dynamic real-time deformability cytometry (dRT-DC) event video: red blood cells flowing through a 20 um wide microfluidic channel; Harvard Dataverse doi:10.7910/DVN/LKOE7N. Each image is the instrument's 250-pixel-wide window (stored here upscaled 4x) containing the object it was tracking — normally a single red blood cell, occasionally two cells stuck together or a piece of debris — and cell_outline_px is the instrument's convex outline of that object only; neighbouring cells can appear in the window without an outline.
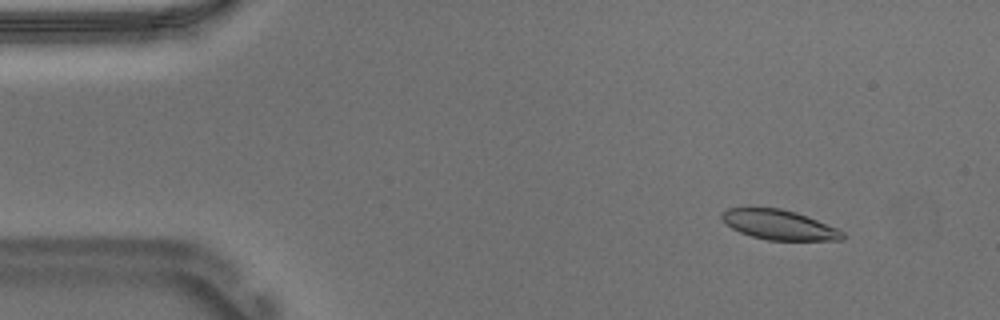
{"species": "Egyptian fruit bat (a non-hibernating species)", "species_latin": "Rousettus aegyptiacus", "temperature_condition": "warm", "stored_images_in_passage": 17, "camera_frame_rate_fps": 3000, "um_per_image_px": 0.085, "animal": {"sex": "male"}, "frame": {"image": 1, "passage_image": 6, "time_ms": 1.667, "image_size_px": [1000, 320], "cell_outline_px": [[844, 240], [768, 240], [752, 236], [740, 232], [732, 228], [720, 216], [720, 212], [728, 208], [752, 204], [780, 208], [796, 212], [836, 228], [844, 232]], "centroid_in_image_um": [66.14, 19.05], "position_along_channel_um": 18.9, "area_um2": 21.44}}
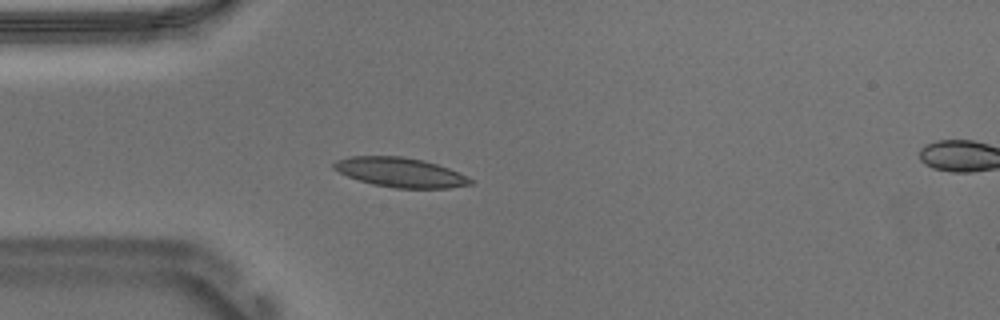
{"frame": {"image": 2, "passage_image": 15, "time_ms": 4.667, "image_size_px": [1000, 320], "cell_outline_px": [[476, 180], [472, 184], [448, 188], [396, 188], [372, 184], [348, 176], [332, 168], [332, 164], [336, 160], [352, 156], [404, 156], [424, 160], [448, 168], [468, 176]], "centroid_in_image_um": [34.05, 14.65], "position_along_channel_um": 50.9, "area_um2": 23.52}}